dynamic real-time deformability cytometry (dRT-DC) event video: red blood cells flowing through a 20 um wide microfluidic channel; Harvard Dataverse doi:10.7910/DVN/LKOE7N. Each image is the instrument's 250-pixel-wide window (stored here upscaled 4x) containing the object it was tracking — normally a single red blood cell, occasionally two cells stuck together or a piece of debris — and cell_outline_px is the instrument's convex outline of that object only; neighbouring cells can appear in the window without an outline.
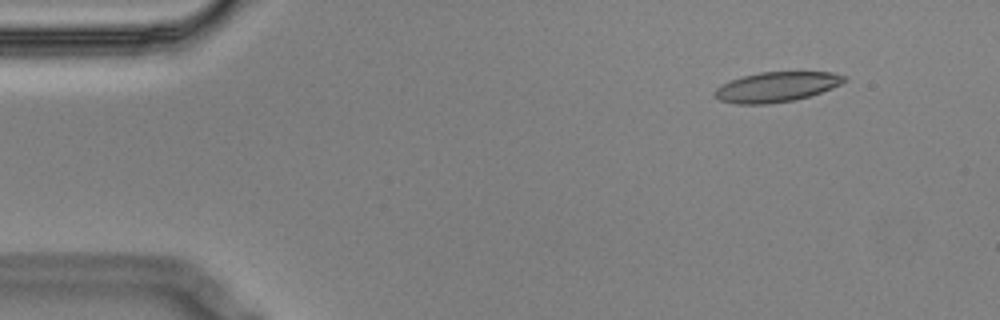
{"species": "Egyptian fruit bat (a non-hibernating species)", "species_latin": "Rousettus aegyptiacus", "temperature_condition": "cold", "stored_images_in_passage": 5, "camera_frame_rate_fps": 3000, "um_per_image_px": 0.085, "animal": {"sex": "male"}, "frame": {"image": 1, "passage_image": 2, "time_ms": 0.333, "image_size_px": [1000, 320], "cell_outline_px": [[848, 80], [832, 88], [808, 96], [792, 100], [764, 104], [736, 104], [720, 100], [712, 92], [716, 88], [732, 80], [744, 76], [760, 72], [832, 72], [848, 76]], "centroid_in_image_um": [66.03, 7.38], "position_along_channel_um": 19.0, "area_um2": 22.37}}
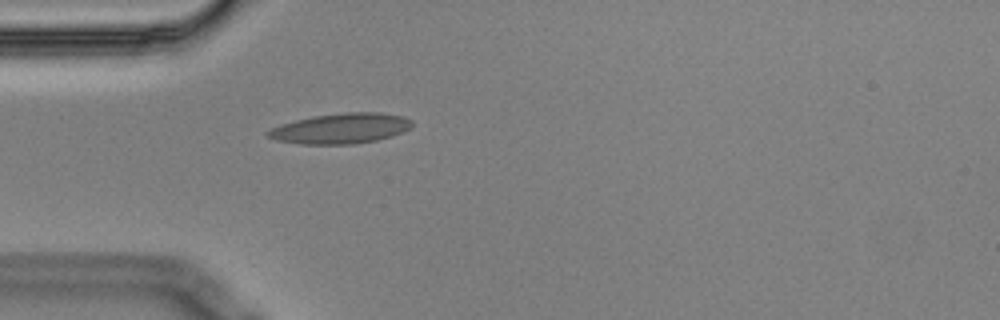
{"frame": {"image": 2, "passage_image": 5, "time_ms": 1.333, "image_size_px": [1000, 320], "cell_outline_px": [[412, 124], [404, 132], [392, 136], [376, 140], [352, 144], [300, 144], [276, 140], [268, 136], [264, 132], [280, 124], [312, 116], [344, 112], [380, 112], [404, 116], [412, 120]], "centroid_in_image_um": [28.97, 10.91], "position_along_channel_um": 56.0, "area_um2": 25.55}}